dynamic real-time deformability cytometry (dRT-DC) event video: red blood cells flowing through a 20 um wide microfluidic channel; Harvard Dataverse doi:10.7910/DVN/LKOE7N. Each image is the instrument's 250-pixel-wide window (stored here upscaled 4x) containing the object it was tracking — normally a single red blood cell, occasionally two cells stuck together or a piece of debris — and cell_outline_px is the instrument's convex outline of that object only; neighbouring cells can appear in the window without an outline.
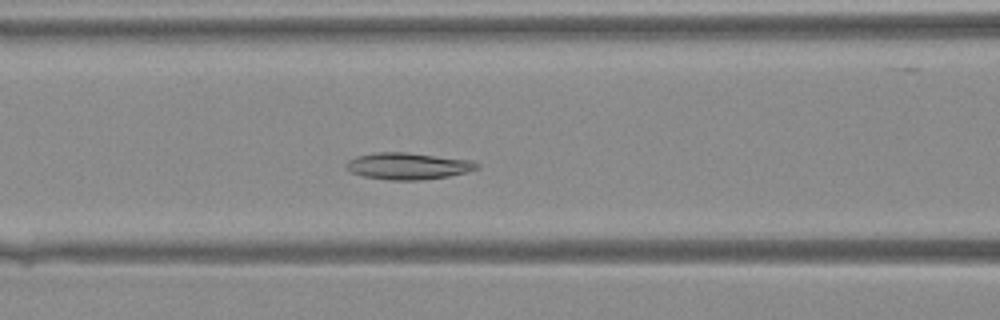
{"species": "Egyptian fruit bat (a non-hibernating species)", "species_latin": "Rousettus aegyptiacus", "temperature_condition": "warm", "stored_images_in_passage": 37, "camera_frame_rate_fps": 3000, "um_per_image_px": 0.085, "animal": {"sex": "female"}, "frame": {"image": 1, "passage_image": 13, "time_ms": 4.0, "image_size_px": [1000, 320], "cell_outline_px": [[480, 168], [468, 172], [448, 176], [420, 180], [388, 180], [364, 176], [352, 172], [344, 168], [344, 164], [348, 160], [356, 156], [376, 152], [404, 152], [472, 160], [480, 164]], "centroid_in_image_um": [34.68, 14.11], "position_along_channel_um": 131.9, "area_um2": 20.46}}
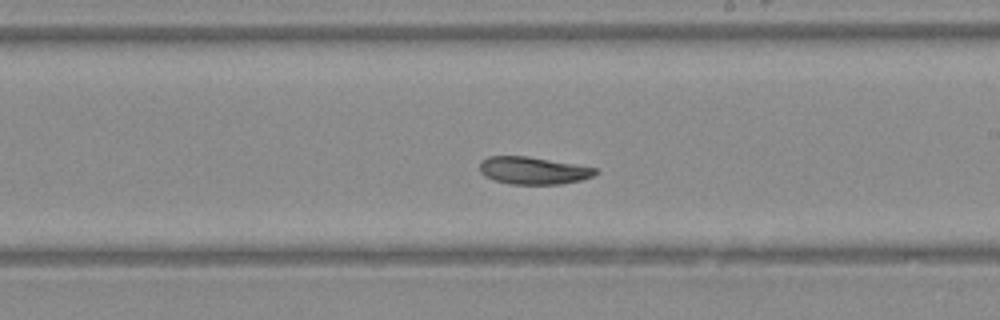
{"frame": {"image": 2, "passage_image": 20, "time_ms": 6.333, "image_size_px": [1000, 320], "cell_outline_px": [[600, 172], [592, 176], [580, 180], [560, 184], [508, 184], [484, 176], [480, 172], [480, 160], [488, 156], [528, 156], [596, 168]], "centroid_in_image_um": [45.29, 14.49], "position_along_channel_um": 243.7, "area_um2": 18.44}}
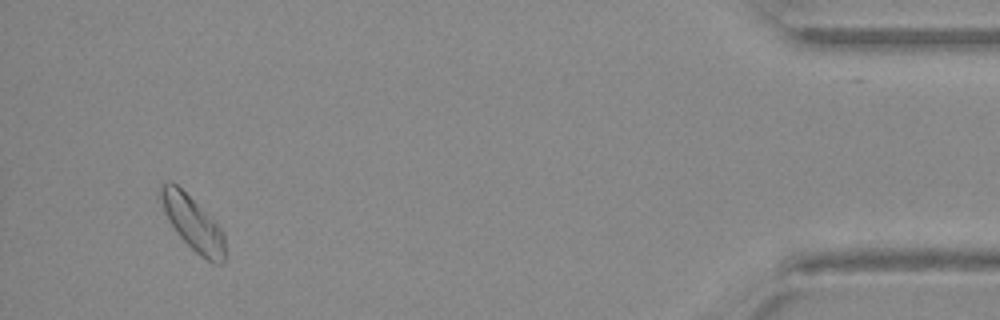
{"frame": {"image": 3, "passage_image": 35, "time_ms": 11.333, "image_size_px": [1000, 320], "cell_outline_px": [[224, 264], [212, 264], [200, 256], [176, 232], [168, 220], [164, 212], [156, 192], [160, 184], [168, 180], [172, 180], [224, 232]], "centroid_in_image_um": [16.32, 18.96], "position_along_channel_um": 418.9, "area_um2": 20.17}}